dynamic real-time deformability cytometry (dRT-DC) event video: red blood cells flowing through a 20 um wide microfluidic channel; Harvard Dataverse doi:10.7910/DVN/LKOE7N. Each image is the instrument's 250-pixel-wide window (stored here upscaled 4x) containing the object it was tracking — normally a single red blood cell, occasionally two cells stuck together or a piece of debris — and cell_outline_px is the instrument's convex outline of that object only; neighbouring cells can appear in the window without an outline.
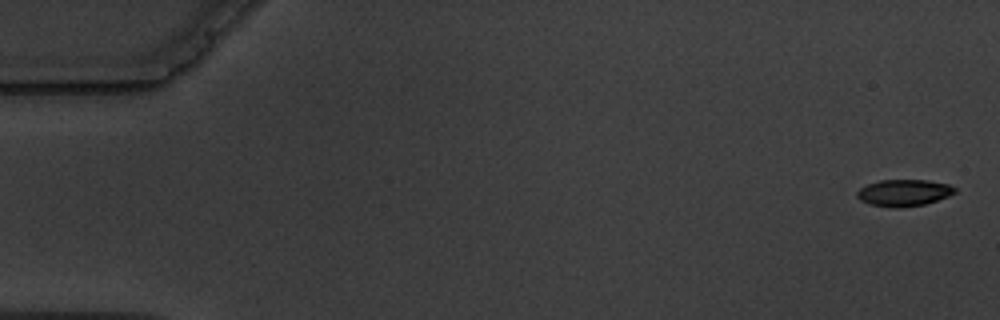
{"species": "common noctule bat (a hibernating species)", "species_latin": "Nyctalus noctula", "temperature_condition": "warm", "stored_images_in_passage": 5, "camera_frame_rate_fps": 3000, "um_per_image_px": 0.085, "animal": {"sex": "male", "body_mass_g": 19.5, "forearm_length_mm": 54.6}, "frame": {"image": 1, "passage_image": 1, "time_ms": 0.0, "image_size_px": [1000, 320], "cell_outline_px": [[956, 192], [948, 196], [924, 204], [900, 208], [892, 208], [868, 204], [860, 200], [856, 196], [856, 192], [860, 188], [868, 184], [880, 180], [928, 180], [948, 184], [956, 188]], "centroid_in_image_um": [76.8, 16.39], "position_along_channel_um": 8.2, "area_um2": 15.26}}
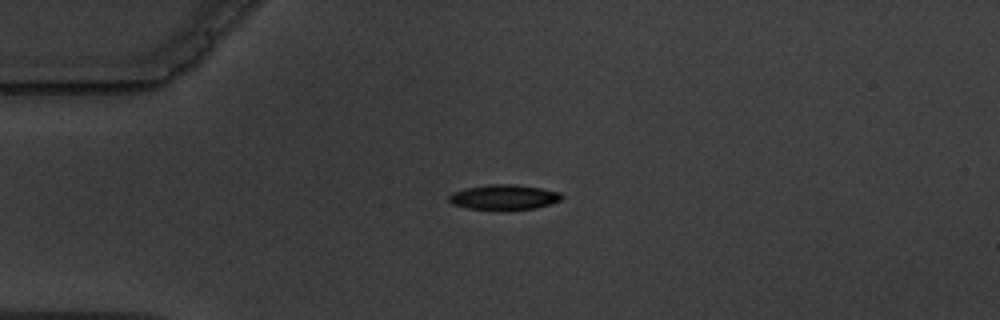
{"frame": {"image": 2, "passage_image": 4, "time_ms": 4.333, "image_size_px": [1000, 320], "cell_outline_px": [[564, 196], [560, 200], [552, 204], [536, 208], [504, 212], [468, 208], [452, 204], [448, 200], [448, 196], [452, 192], [464, 188], [488, 184], [516, 184], [540, 188], [560, 192]], "centroid_in_image_um": [42.83, 16.79], "position_along_channel_um": 42.2, "area_um2": 17.17}}